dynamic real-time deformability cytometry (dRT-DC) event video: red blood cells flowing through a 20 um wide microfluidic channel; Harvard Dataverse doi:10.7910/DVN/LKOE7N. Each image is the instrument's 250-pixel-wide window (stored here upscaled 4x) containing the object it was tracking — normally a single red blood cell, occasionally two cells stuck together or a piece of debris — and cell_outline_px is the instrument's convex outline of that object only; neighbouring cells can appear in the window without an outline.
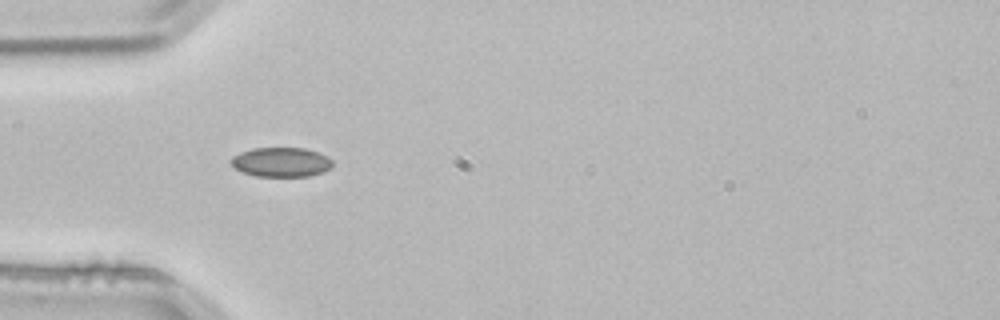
{"species": "common noctule bat (a hibernating species)", "species_latin": "Nyctalus noctula", "temperature_condition": "room temperature", "stored_images_in_passage": 1, "camera_frame_rate_fps": 3000, "um_per_image_px": 0.085, "animal": {"sex": "male", "body_mass_g": 21.5, "forearm_length_mm": 52.0}, "frame": {"image": 1, "passage_image": 1, "time_ms": 0.0, "image_size_px": [1000, 320], "cell_outline_px": [[332, 164], [328, 168], [320, 172], [308, 176], [256, 176], [244, 172], [236, 168], [228, 160], [232, 156], [240, 152], [252, 148], [304, 148], [328, 156], [332, 160]], "centroid_in_image_um": [23.85, 13.77], "position_along_channel_um": 61.1, "area_um2": 17.22}}